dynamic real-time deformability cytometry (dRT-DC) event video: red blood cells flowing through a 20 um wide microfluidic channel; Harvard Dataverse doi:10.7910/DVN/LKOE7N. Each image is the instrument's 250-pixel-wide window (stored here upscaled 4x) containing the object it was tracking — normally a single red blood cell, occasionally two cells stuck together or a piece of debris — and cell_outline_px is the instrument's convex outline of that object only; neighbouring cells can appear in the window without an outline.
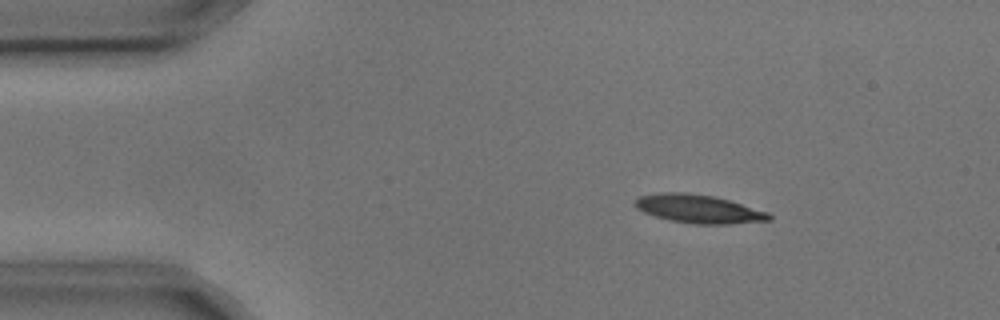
{"species": "common noctule bat (a hibernating species)", "species_latin": "Nyctalus noctula", "temperature_condition": "cold", "stored_images_in_passage": 3, "camera_frame_rate_fps": 3000, "um_per_image_px": 0.085, "animal": {"sex": "male", "body_mass_g": 17.9, "forearm_length_mm": 54.2}, "frame": {"image": 1, "passage_image": 1, "time_ms": 0.0, "image_size_px": [1000, 320], "cell_outline_px": [[772, 220], [728, 224], [692, 224], [668, 220], [644, 212], [636, 208], [632, 200], [640, 196], [660, 192], [688, 192], [712, 196], [728, 200], [768, 212], [772, 216]], "centroid_in_image_um": [59.34, 17.75], "position_along_channel_um": 25.7, "area_um2": 22.25}}
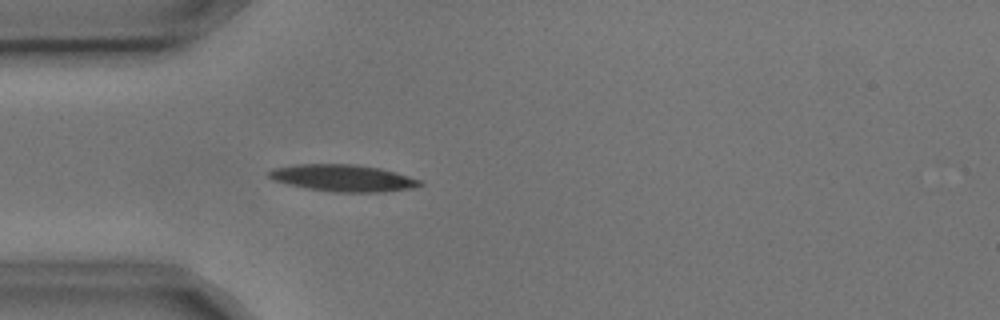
{"frame": {"image": 2, "passage_image": 3, "time_ms": 0.667, "image_size_px": [1000, 320], "cell_outline_px": [[424, 184], [412, 188], [380, 192], [336, 192], [308, 188], [288, 184], [272, 180], [268, 176], [268, 172], [272, 168], [296, 164], [352, 164], [380, 168], [396, 172], [420, 180]], "centroid_in_image_um": [29.13, 15.12], "position_along_channel_um": 55.9, "area_um2": 23.52}}